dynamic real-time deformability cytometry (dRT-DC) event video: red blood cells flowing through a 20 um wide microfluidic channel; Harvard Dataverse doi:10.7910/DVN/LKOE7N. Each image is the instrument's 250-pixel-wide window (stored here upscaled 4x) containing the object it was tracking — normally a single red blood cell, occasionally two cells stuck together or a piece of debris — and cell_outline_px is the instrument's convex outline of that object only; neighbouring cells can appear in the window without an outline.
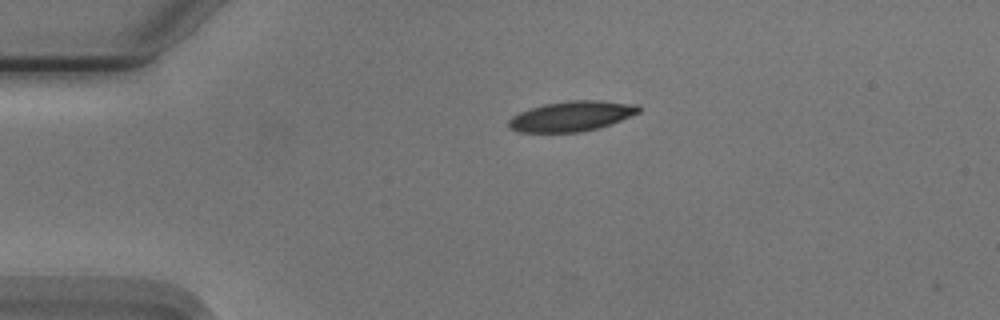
{"species": "Egyptian fruit bat (a non-hibernating species)", "species_latin": "Rousettus aegyptiacus", "temperature_condition": "cold", "stored_images_in_passage": 45, "camera_frame_rate_fps": 3000, "um_per_image_px": 0.085, "animal": {"sex": "male"}, "frame": {"image": 1, "passage_image": 2, "time_ms": 0.333, "image_size_px": [1000, 320], "cell_outline_px": [[640, 112], [620, 120], [596, 128], [580, 132], [520, 132], [512, 128], [508, 124], [508, 120], [512, 116], [520, 112], [544, 104], [568, 100], [600, 100], [640, 104]], "centroid_in_image_um": [48.61, 9.86], "position_along_channel_um": 36.4, "area_um2": 22.66}}
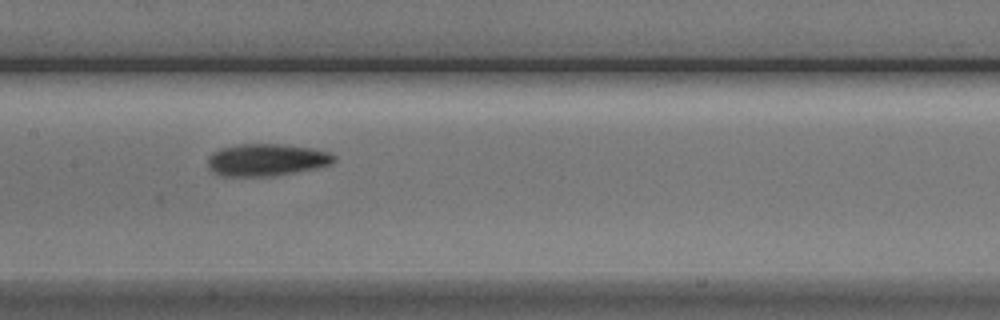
{"frame": {"image": 2, "passage_image": 17, "time_ms": 5.333, "image_size_px": [1000, 320], "cell_outline_px": [[336, 160], [332, 164], [276, 176], [220, 176], [208, 164], [208, 156], [212, 152], [220, 148], [236, 144], [284, 144], [312, 148], [328, 152], [336, 156]], "centroid_in_image_um": [22.66, 13.58], "position_along_channel_um": 184.7, "area_um2": 23.7}}
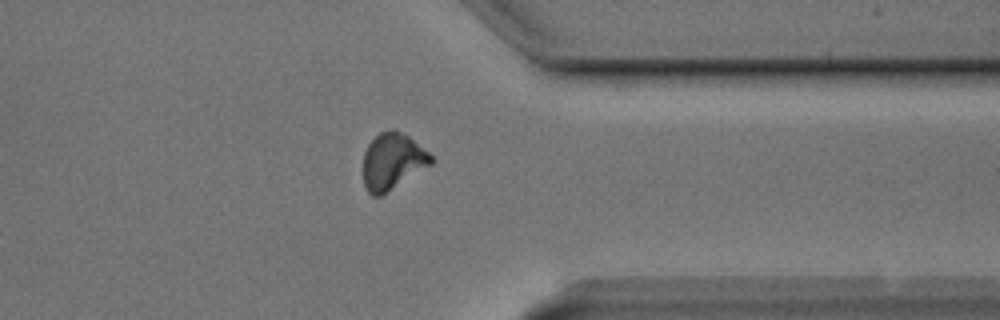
{"frame": {"image": 3, "passage_image": 33, "time_ms": 10.667, "image_size_px": [1000, 320], "cell_outline_px": [[436, 160], [432, 164], [380, 196], [372, 196], [368, 192], [364, 184], [364, 152], [368, 144], [380, 132], [400, 132], [408, 136], [428, 152]], "centroid_in_image_um": [33.37, 13.74], "position_along_channel_um": 378.0, "area_um2": 21.79}, "authors_computed_cell_mechanics": {"area_um2": 22.6576, "velocity_mm_per_s": 3.7333, "shape_relaxation_time_tau1_ms": 2.7701, "shape_relaxation_time_tau2_ms": 3.7154, "deformation_change_tau1": 0.1215, "deformation_change_tau2": 0.0959}}